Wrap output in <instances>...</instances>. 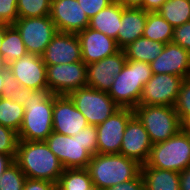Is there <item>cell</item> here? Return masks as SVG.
I'll return each instance as SVG.
<instances>
[{
    "instance_id": "1",
    "label": "cell",
    "mask_w": 190,
    "mask_h": 190,
    "mask_svg": "<svg viewBox=\"0 0 190 190\" xmlns=\"http://www.w3.org/2000/svg\"><path fill=\"white\" fill-rule=\"evenodd\" d=\"M45 142L65 169L87 168L91 157L98 153L95 125H88L75 136L53 131Z\"/></svg>"
},
{
    "instance_id": "2",
    "label": "cell",
    "mask_w": 190,
    "mask_h": 190,
    "mask_svg": "<svg viewBox=\"0 0 190 190\" xmlns=\"http://www.w3.org/2000/svg\"><path fill=\"white\" fill-rule=\"evenodd\" d=\"M14 161L27 178L56 184L65 169L45 141L19 140Z\"/></svg>"
},
{
    "instance_id": "3",
    "label": "cell",
    "mask_w": 190,
    "mask_h": 190,
    "mask_svg": "<svg viewBox=\"0 0 190 190\" xmlns=\"http://www.w3.org/2000/svg\"><path fill=\"white\" fill-rule=\"evenodd\" d=\"M24 108L19 140L45 141L53 132V94L48 89L33 90Z\"/></svg>"
},
{
    "instance_id": "4",
    "label": "cell",
    "mask_w": 190,
    "mask_h": 190,
    "mask_svg": "<svg viewBox=\"0 0 190 190\" xmlns=\"http://www.w3.org/2000/svg\"><path fill=\"white\" fill-rule=\"evenodd\" d=\"M137 161L120 153L95 154L87 166L96 190H106L114 185L135 179L141 173Z\"/></svg>"
},
{
    "instance_id": "5",
    "label": "cell",
    "mask_w": 190,
    "mask_h": 190,
    "mask_svg": "<svg viewBox=\"0 0 190 190\" xmlns=\"http://www.w3.org/2000/svg\"><path fill=\"white\" fill-rule=\"evenodd\" d=\"M151 77L150 63L127 60L115 76L108 95L120 108L134 109L139 105L143 86Z\"/></svg>"
},
{
    "instance_id": "6",
    "label": "cell",
    "mask_w": 190,
    "mask_h": 190,
    "mask_svg": "<svg viewBox=\"0 0 190 190\" xmlns=\"http://www.w3.org/2000/svg\"><path fill=\"white\" fill-rule=\"evenodd\" d=\"M133 110L144 125L152 144L166 141L182 129V122L174 106L139 104Z\"/></svg>"
},
{
    "instance_id": "7",
    "label": "cell",
    "mask_w": 190,
    "mask_h": 190,
    "mask_svg": "<svg viewBox=\"0 0 190 190\" xmlns=\"http://www.w3.org/2000/svg\"><path fill=\"white\" fill-rule=\"evenodd\" d=\"M146 164L149 167L181 172L190 166V140L181 129L177 134L152 145Z\"/></svg>"
},
{
    "instance_id": "8",
    "label": "cell",
    "mask_w": 190,
    "mask_h": 190,
    "mask_svg": "<svg viewBox=\"0 0 190 190\" xmlns=\"http://www.w3.org/2000/svg\"><path fill=\"white\" fill-rule=\"evenodd\" d=\"M68 96L89 125L97 126L103 123L120 109L107 92L88 86L72 91Z\"/></svg>"
},
{
    "instance_id": "9",
    "label": "cell",
    "mask_w": 190,
    "mask_h": 190,
    "mask_svg": "<svg viewBox=\"0 0 190 190\" xmlns=\"http://www.w3.org/2000/svg\"><path fill=\"white\" fill-rule=\"evenodd\" d=\"M13 25L20 32L27 53L39 56L58 32L50 15L18 18Z\"/></svg>"
},
{
    "instance_id": "10",
    "label": "cell",
    "mask_w": 190,
    "mask_h": 190,
    "mask_svg": "<svg viewBox=\"0 0 190 190\" xmlns=\"http://www.w3.org/2000/svg\"><path fill=\"white\" fill-rule=\"evenodd\" d=\"M47 85L51 94L69 95L87 87V65L83 61L46 65Z\"/></svg>"
},
{
    "instance_id": "11",
    "label": "cell",
    "mask_w": 190,
    "mask_h": 190,
    "mask_svg": "<svg viewBox=\"0 0 190 190\" xmlns=\"http://www.w3.org/2000/svg\"><path fill=\"white\" fill-rule=\"evenodd\" d=\"M184 79L172 74H152L143 86L139 104L174 106Z\"/></svg>"
},
{
    "instance_id": "12",
    "label": "cell",
    "mask_w": 190,
    "mask_h": 190,
    "mask_svg": "<svg viewBox=\"0 0 190 190\" xmlns=\"http://www.w3.org/2000/svg\"><path fill=\"white\" fill-rule=\"evenodd\" d=\"M133 116L132 108H120L103 123L96 126L99 154L120 153L126 125Z\"/></svg>"
},
{
    "instance_id": "13",
    "label": "cell",
    "mask_w": 190,
    "mask_h": 190,
    "mask_svg": "<svg viewBox=\"0 0 190 190\" xmlns=\"http://www.w3.org/2000/svg\"><path fill=\"white\" fill-rule=\"evenodd\" d=\"M89 124L68 95L53 94V131L75 136Z\"/></svg>"
},
{
    "instance_id": "14",
    "label": "cell",
    "mask_w": 190,
    "mask_h": 190,
    "mask_svg": "<svg viewBox=\"0 0 190 190\" xmlns=\"http://www.w3.org/2000/svg\"><path fill=\"white\" fill-rule=\"evenodd\" d=\"M7 69L22 87L31 90L48 89L46 64L36 54H26L7 66Z\"/></svg>"
},
{
    "instance_id": "15",
    "label": "cell",
    "mask_w": 190,
    "mask_h": 190,
    "mask_svg": "<svg viewBox=\"0 0 190 190\" xmlns=\"http://www.w3.org/2000/svg\"><path fill=\"white\" fill-rule=\"evenodd\" d=\"M50 18L58 32L77 34L89 26V18L77 0H51Z\"/></svg>"
},
{
    "instance_id": "16",
    "label": "cell",
    "mask_w": 190,
    "mask_h": 190,
    "mask_svg": "<svg viewBox=\"0 0 190 190\" xmlns=\"http://www.w3.org/2000/svg\"><path fill=\"white\" fill-rule=\"evenodd\" d=\"M152 145L144 125L134 115L126 125L120 154L144 165L148 161Z\"/></svg>"
},
{
    "instance_id": "17",
    "label": "cell",
    "mask_w": 190,
    "mask_h": 190,
    "mask_svg": "<svg viewBox=\"0 0 190 190\" xmlns=\"http://www.w3.org/2000/svg\"><path fill=\"white\" fill-rule=\"evenodd\" d=\"M126 61L124 50H120L114 55L88 64L87 86L108 93L115 76L122 71Z\"/></svg>"
},
{
    "instance_id": "18",
    "label": "cell",
    "mask_w": 190,
    "mask_h": 190,
    "mask_svg": "<svg viewBox=\"0 0 190 190\" xmlns=\"http://www.w3.org/2000/svg\"><path fill=\"white\" fill-rule=\"evenodd\" d=\"M41 57L46 65L82 61L81 46L77 34L57 32Z\"/></svg>"
},
{
    "instance_id": "19",
    "label": "cell",
    "mask_w": 190,
    "mask_h": 190,
    "mask_svg": "<svg viewBox=\"0 0 190 190\" xmlns=\"http://www.w3.org/2000/svg\"><path fill=\"white\" fill-rule=\"evenodd\" d=\"M77 36L80 41L82 61L86 65L100 61L121 50L116 40L89 27L77 33Z\"/></svg>"
},
{
    "instance_id": "20",
    "label": "cell",
    "mask_w": 190,
    "mask_h": 190,
    "mask_svg": "<svg viewBox=\"0 0 190 190\" xmlns=\"http://www.w3.org/2000/svg\"><path fill=\"white\" fill-rule=\"evenodd\" d=\"M152 74L190 76V52L173 42L165 44L162 53L150 63Z\"/></svg>"
},
{
    "instance_id": "21",
    "label": "cell",
    "mask_w": 190,
    "mask_h": 190,
    "mask_svg": "<svg viewBox=\"0 0 190 190\" xmlns=\"http://www.w3.org/2000/svg\"><path fill=\"white\" fill-rule=\"evenodd\" d=\"M147 21V11L137 8H124L120 30L116 39L118 47L123 50L136 39L143 37Z\"/></svg>"
},
{
    "instance_id": "22",
    "label": "cell",
    "mask_w": 190,
    "mask_h": 190,
    "mask_svg": "<svg viewBox=\"0 0 190 190\" xmlns=\"http://www.w3.org/2000/svg\"><path fill=\"white\" fill-rule=\"evenodd\" d=\"M141 175L145 190H180L179 172L149 167L144 164L141 166Z\"/></svg>"
},
{
    "instance_id": "23",
    "label": "cell",
    "mask_w": 190,
    "mask_h": 190,
    "mask_svg": "<svg viewBox=\"0 0 190 190\" xmlns=\"http://www.w3.org/2000/svg\"><path fill=\"white\" fill-rule=\"evenodd\" d=\"M124 7L117 3H111L106 8L89 19V28L104 33L106 36L117 39L118 30Z\"/></svg>"
},
{
    "instance_id": "24",
    "label": "cell",
    "mask_w": 190,
    "mask_h": 190,
    "mask_svg": "<svg viewBox=\"0 0 190 190\" xmlns=\"http://www.w3.org/2000/svg\"><path fill=\"white\" fill-rule=\"evenodd\" d=\"M164 47L163 42L140 37L123 50L127 60L151 63L162 53Z\"/></svg>"
},
{
    "instance_id": "25",
    "label": "cell",
    "mask_w": 190,
    "mask_h": 190,
    "mask_svg": "<svg viewBox=\"0 0 190 190\" xmlns=\"http://www.w3.org/2000/svg\"><path fill=\"white\" fill-rule=\"evenodd\" d=\"M27 53L20 32L14 25L6 29V33L1 44L0 59L1 64L7 67L17 59L25 56Z\"/></svg>"
},
{
    "instance_id": "26",
    "label": "cell",
    "mask_w": 190,
    "mask_h": 190,
    "mask_svg": "<svg viewBox=\"0 0 190 190\" xmlns=\"http://www.w3.org/2000/svg\"><path fill=\"white\" fill-rule=\"evenodd\" d=\"M174 27L158 12H147V21L143 37L152 41L170 43L173 40Z\"/></svg>"
},
{
    "instance_id": "27",
    "label": "cell",
    "mask_w": 190,
    "mask_h": 190,
    "mask_svg": "<svg viewBox=\"0 0 190 190\" xmlns=\"http://www.w3.org/2000/svg\"><path fill=\"white\" fill-rule=\"evenodd\" d=\"M56 190H96L87 168L64 169Z\"/></svg>"
},
{
    "instance_id": "28",
    "label": "cell",
    "mask_w": 190,
    "mask_h": 190,
    "mask_svg": "<svg viewBox=\"0 0 190 190\" xmlns=\"http://www.w3.org/2000/svg\"><path fill=\"white\" fill-rule=\"evenodd\" d=\"M174 28L190 21V0H167L157 11Z\"/></svg>"
},
{
    "instance_id": "29",
    "label": "cell",
    "mask_w": 190,
    "mask_h": 190,
    "mask_svg": "<svg viewBox=\"0 0 190 190\" xmlns=\"http://www.w3.org/2000/svg\"><path fill=\"white\" fill-rule=\"evenodd\" d=\"M25 108L8 98L0 97V124L18 133L23 121Z\"/></svg>"
},
{
    "instance_id": "30",
    "label": "cell",
    "mask_w": 190,
    "mask_h": 190,
    "mask_svg": "<svg viewBox=\"0 0 190 190\" xmlns=\"http://www.w3.org/2000/svg\"><path fill=\"white\" fill-rule=\"evenodd\" d=\"M33 90L22 87V85L14 78L7 67L3 66V88L1 97L8 98L25 106V101Z\"/></svg>"
},
{
    "instance_id": "31",
    "label": "cell",
    "mask_w": 190,
    "mask_h": 190,
    "mask_svg": "<svg viewBox=\"0 0 190 190\" xmlns=\"http://www.w3.org/2000/svg\"><path fill=\"white\" fill-rule=\"evenodd\" d=\"M17 10L19 18L48 16L51 0H18Z\"/></svg>"
},
{
    "instance_id": "32",
    "label": "cell",
    "mask_w": 190,
    "mask_h": 190,
    "mask_svg": "<svg viewBox=\"0 0 190 190\" xmlns=\"http://www.w3.org/2000/svg\"><path fill=\"white\" fill-rule=\"evenodd\" d=\"M27 177L14 161L0 179V190H23Z\"/></svg>"
},
{
    "instance_id": "33",
    "label": "cell",
    "mask_w": 190,
    "mask_h": 190,
    "mask_svg": "<svg viewBox=\"0 0 190 190\" xmlns=\"http://www.w3.org/2000/svg\"><path fill=\"white\" fill-rule=\"evenodd\" d=\"M174 109L182 123L190 116V77L184 79Z\"/></svg>"
},
{
    "instance_id": "34",
    "label": "cell",
    "mask_w": 190,
    "mask_h": 190,
    "mask_svg": "<svg viewBox=\"0 0 190 190\" xmlns=\"http://www.w3.org/2000/svg\"><path fill=\"white\" fill-rule=\"evenodd\" d=\"M18 141L16 131L0 124V153L10 155L15 160Z\"/></svg>"
},
{
    "instance_id": "35",
    "label": "cell",
    "mask_w": 190,
    "mask_h": 190,
    "mask_svg": "<svg viewBox=\"0 0 190 190\" xmlns=\"http://www.w3.org/2000/svg\"><path fill=\"white\" fill-rule=\"evenodd\" d=\"M18 0H0V22L13 25L19 18Z\"/></svg>"
},
{
    "instance_id": "36",
    "label": "cell",
    "mask_w": 190,
    "mask_h": 190,
    "mask_svg": "<svg viewBox=\"0 0 190 190\" xmlns=\"http://www.w3.org/2000/svg\"><path fill=\"white\" fill-rule=\"evenodd\" d=\"M89 19L109 6L112 0H77Z\"/></svg>"
},
{
    "instance_id": "37",
    "label": "cell",
    "mask_w": 190,
    "mask_h": 190,
    "mask_svg": "<svg viewBox=\"0 0 190 190\" xmlns=\"http://www.w3.org/2000/svg\"><path fill=\"white\" fill-rule=\"evenodd\" d=\"M172 42L190 52V21L174 28Z\"/></svg>"
},
{
    "instance_id": "38",
    "label": "cell",
    "mask_w": 190,
    "mask_h": 190,
    "mask_svg": "<svg viewBox=\"0 0 190 190\" xmlns=\"http://www.w3.org/2000/svg\"><path fill=\"white\" fill-rule=\"evenodd\" d=\"M106 190H145V184L141 173L135 178L118 185L109 187Z\"/></svg>"
},
{
    "instance_id": "39",
    "label": "cell",
    "mask_w": 190,
    "mask_h": 190,
    "mask_svg": "<svg viewBox=\"0 0 190 190\" xmlns=\"http://www.w3.org/2000/svg\"><path fill=\"white\" fill-rule=\"evenodd\" d=\"M23 190H56V183L27 178Z\"/></svg>"
},
{
    "instance_id": "40",
    "label": "cell",
    "mask_w": 190,
    "mask_h": 190,
    "mask_svg": "<svg viewBox=\"0 0 190 190\" xmlns=\"http://www.w3.org/2000/svg\"><path fill=\"white\" fill-rule=\"evenodd\" d=\"M167 0H143L142 9L147 12H157Z\"/></svg>"
},
{
    "instance_id": "41",
    "label": "cell",
    "mask_w": 190,
    "mask_h": 190,
    "mask_svg": "<svg viewBox=\"0 0 190 190\" xmlns=\"http://www.w3.org/2000/svg\"><path fill=\"white\" fill-rule=\"evenodd\" d=\"M180 190H190V166L180 172Z\"/></svg>"
},
{
    "instance_id": "42",
    "label": "cell",
    "mask_w": 190,
    "mask_h": 190,
    "mask_svg": "<svg viewBox=\"0 0 190 190\" xmlns=\"http://www.w3.org/2000/svg\"><path fill=\"white\" fill-rule=\"evenodd\" d=\"M124 8H137L142 9L143 0H112Z\"/></svg>"
},
{
    "instance_id": "43",
    "label": "cell",
    "mask_w": 190,
    "mask_h": 190,
    "mask_svg": "<svg viewBox=\"0 0 190 190\" xmlns=\"http://www.w3.org/2000/svg\"><path fill=\"white\" fill-rule=\"evenodd\" d=\"M14 162L10 155L0 153V179L5 170Z\"/></svg>"
},
{
    "instance_id": "44",
    "label": "cell",
    "mask_w": 190,
    "mask_h": 190,
    "mask_svg": "<svg viewBox=\"0 0 190 190\" xmlns=\"http://www.w3.org/2000/svg\"><path fill=\"white\" fill-rule=\"evenodd\" d=\"M9 26H10L9 24L0 22V49H1V44L3 42L4 36H5V33H6V29ZM0 64H1V59H0Z\"/></svg>"
},
{
    "instance_id": "45",
    "label": "cell",
    "mask_w": 190,
    "mask_h": 190,
    "mask_svg": "<svg viewBox=\"0 0 190 190\" xmlns=\"http://www.w3.org/2000/svg\"><path fill=\"white\" fill-rule=\"evenodd\" d=\"M182 129L190 133V116L182 123Z\"/></svg>"
},
{
    "instance_id": "46",
    "label": "cell",
    "mask_w": 190,
    "mask_h": 190,
    "mask_svg": "<svg viewBox=\"0 0 190 190\" xmlns=\"http://www.w3.org/2000/svg\"><path fill=\"white\" fill-rule=\"evenodd\" d=\"M2 88H3V65L0 64V97L2 93Z\"/></svg>"
}]
</instances>
